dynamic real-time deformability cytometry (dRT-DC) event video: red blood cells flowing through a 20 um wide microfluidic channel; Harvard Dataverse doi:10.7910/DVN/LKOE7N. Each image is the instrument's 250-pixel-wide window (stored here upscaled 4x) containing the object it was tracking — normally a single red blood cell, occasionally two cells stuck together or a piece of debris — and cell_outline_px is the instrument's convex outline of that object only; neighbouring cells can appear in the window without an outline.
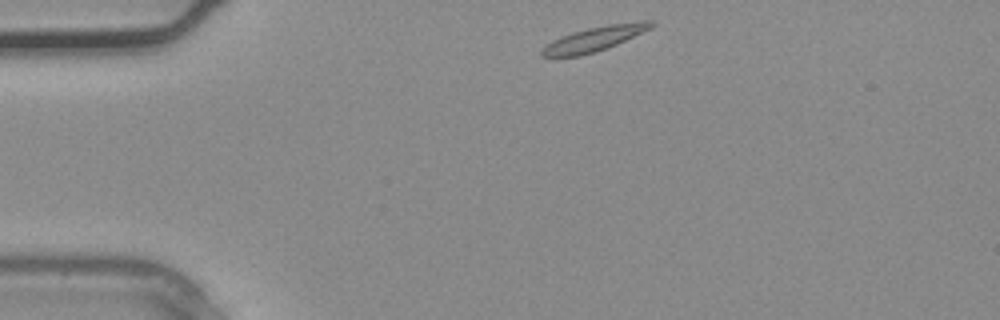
{"species": "common noctule bat (a hibernating species)", "species_latin": "Nyctalus noctula", "temperature_condition": "warm", "stored_images_in_passage": 30, "camera_frame_rate_fps": 3000, "um_per_image_px": 0.085, "animal": {"sex": "male", "body_mass_g": 20.4}, "frame": {"image": 1, "passage_image": 1, "time_ms": 0.0, "image_size_px": [1000, 320], "cell_outline_px": [[656, 24], [652, 28], [616, 44], [580, 56], [540, 56], [540, 52], [552, 40], [572, 32], [588, 28], [608, 24], [640, 20], [656, 20]], "centroid_in_image_um": [50.6, 3.26], "position_along_channel_um": 34.4, "area_um2": 15.49}}
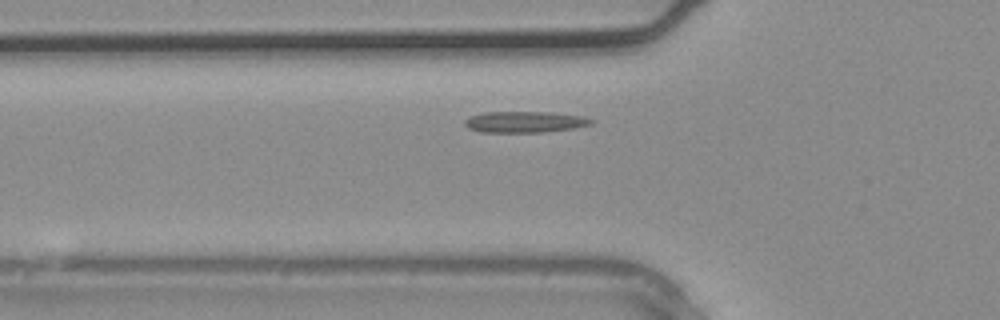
{"frame": {"image": 2, "passage_image": 6, "time_ms": 1.667, "image_size_px": [1000, 320], "cell_outline_px": [[596, 120], [592, 124], [572, 128], [544, 132], [480, 132], [468, 128], [464, 124], [464, 120], [472, 116], [484, 112], [548, 112], [584, 116]], "centroid_in_image_um": [44.62, 10.36], "position_along_channel_um": 81.2, "area_um2": 15.61}}
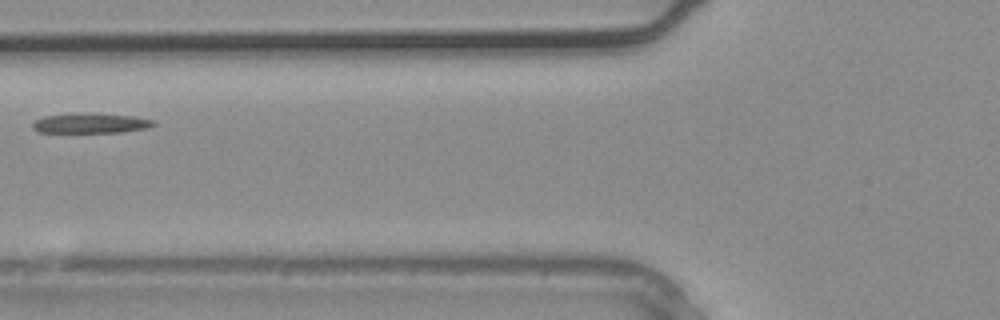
{"frame": {"image": 3, "passage_image": 8, "time_ms": 2.333, "image_size_px": [1000, 320], "cell_outline_px": [[156, 124], [148, 128], [120, 132], [36, 132], [32, 128], [32, 124], [36, 120], [44, 116], [132, 116], [152, 120]], "centroid_in_image_um": [7.7, 10.54], "position_along_channel_um": 118.1, "area_um2": 12.77}}